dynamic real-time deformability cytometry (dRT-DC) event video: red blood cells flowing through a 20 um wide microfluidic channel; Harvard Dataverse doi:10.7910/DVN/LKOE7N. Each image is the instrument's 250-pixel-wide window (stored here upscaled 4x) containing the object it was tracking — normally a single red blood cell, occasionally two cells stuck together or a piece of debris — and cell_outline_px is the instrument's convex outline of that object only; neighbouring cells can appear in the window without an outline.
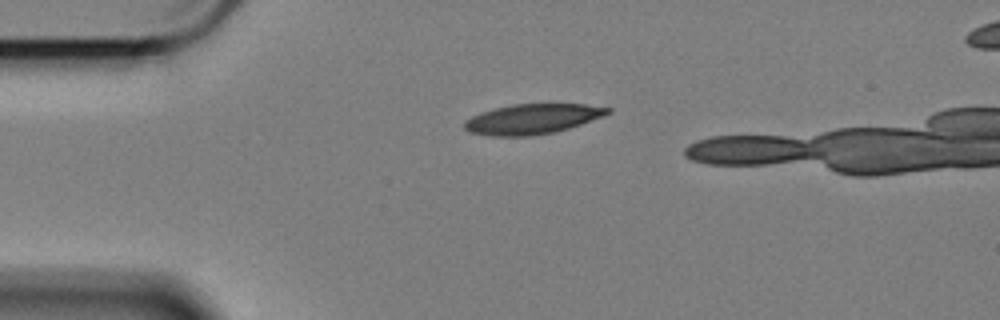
{"species": "Egyptian fruit bat (a non-hibernating species)", "species_latin": "Rousettus aegyptiacus", "temperature_condition": "cold", "stored_images_in_passage": 36, "camera_frame_rate_fps": 3000, "um_per_image_px": 0.085, "animal": {"sex": "female"}, "frame": {"image": 1, "passage_image": 1, "time_ms": 0.0, "image_size_px": [1000, 320], "cell_outline_px": [[612, 112], [604, 116], [556, 132], [532, 136], [492, 136], [468, 132], [464, 128], [464, 120], [480, 112], [512, 104], [584, 104], [612, 108]], "centroid_in_image_um": [45.24, 10.12], "position_along_channel_um": 39.8, "area_um2": 25.2}}
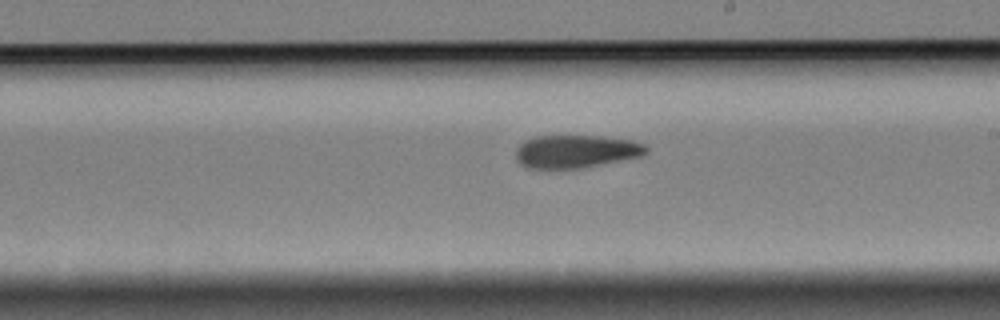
{"frame": {"image": 2, "passage_image": 21, "time_ms": 6.667, "image_size_px": [1000, 320], "cell_outline_px": [[648, 152], [640, 156], [584, 168], [528, 168], [520, 164], [516, 160], [516, 148], [524, 140], [532, 136], [600, 136], [632, 140], [644, 144], [648, 148]], "centroid_in_image_um": [48.93, 12.86], "position_along_channel_um": 240.1, "area_um2": 25.14}}
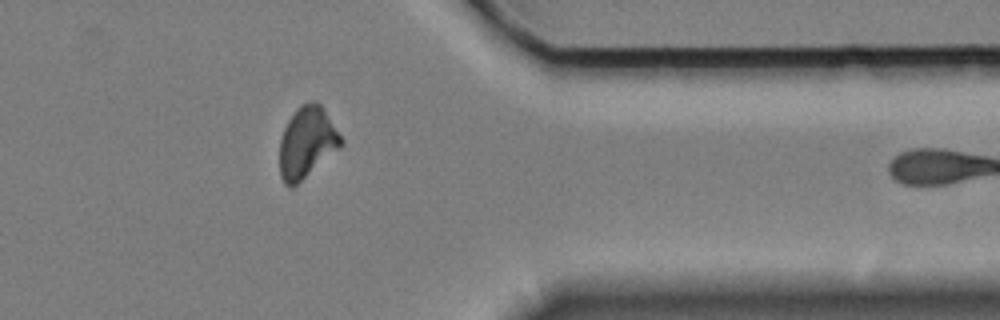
{"frame": {"image": 3, "passage_image": 35, "time_ms": 11.333, "image_size_px": [1000, 320], "cell_outline_px": [[344, 144], [340, 148], [292, 188], [288, 188], [284, 184], [280, 176], [280, 140], [284, 128], [288, 120], [296, 108], [300, 104], [316, 100], [320, 104], [344, 140]], "centroid_in_image_um": [26.08, 12.11], "position_along_channel_um": 385.3, "area_um2": 25.49}}